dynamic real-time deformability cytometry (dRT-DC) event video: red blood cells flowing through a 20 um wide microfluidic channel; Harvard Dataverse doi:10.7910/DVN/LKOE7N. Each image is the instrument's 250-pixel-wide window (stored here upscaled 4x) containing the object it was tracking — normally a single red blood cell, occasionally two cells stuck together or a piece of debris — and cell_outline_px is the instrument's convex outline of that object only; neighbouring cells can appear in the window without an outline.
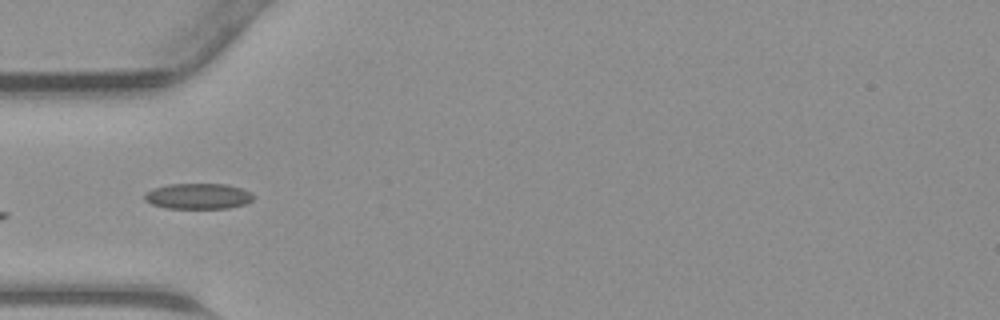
{"species": "common noctule bat (a hibernating species)", "species_latin": "Nyctalus noctula", "temperature_condition": "warm", "stored_images_in_passage": 22, "camera_frame_rate_fps": 3000, "um_per_image_px": 0.085, "animal": {"sex": "male", "body_mass_g": 23.1, "forearm_length_mm": 52.7}, "frame": {"image": 1, "passage_image": 1, "time_ms": 0.0, "image_size_px": [1000, 320], "cell_outline_px": [[256, 196], [252, 200], [244, 204], [228, 208], [168, 208], [152, 204], [144, 200], [144, 196], [148, 192], [156, 188], [168, 184], [228, 184], [252, 192]], "centroid_in_image_um": [16.89, 16.67], "position_along_channel_um": 68.1, "area_um2": 16.18}}